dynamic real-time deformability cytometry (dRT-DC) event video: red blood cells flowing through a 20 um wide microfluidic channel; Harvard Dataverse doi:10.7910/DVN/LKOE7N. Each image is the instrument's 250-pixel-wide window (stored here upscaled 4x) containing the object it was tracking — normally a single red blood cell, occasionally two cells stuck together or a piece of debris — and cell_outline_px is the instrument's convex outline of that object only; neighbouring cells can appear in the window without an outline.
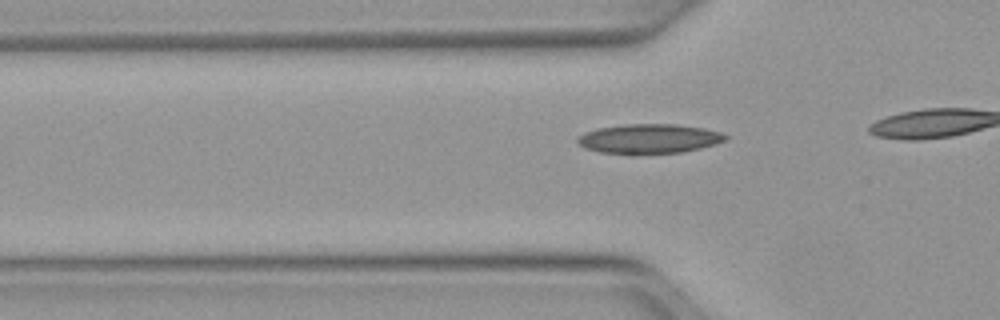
{"species": "Egyptian fruit bat (a non-hibernating species)", "species_latin": "Rousettus aegyptiacus", "temperature_condition": "warm", "stored_images_in_passage": 7, "camera_frame_rate_fps": 3000, "um_per_image_px": 0.085, "animal": {"sex": "female"}, "frame": {"image": 1, "passage_image": 2, "time_ms": 0.333, "image_size_px": [1000, 320], "cell_outline_px": [[728, 136], [724, 140], [716, 144], [684, 152], [632, 156], [600, 152], [584, 148], [576, 140], [576, 136], [584, 132], [596, 128], [624, 124], [676, 124], [704, 128], [724, 132]], "centroid_in_image_um": [55.14, 11.81], "position_along_channel_um": 70.7, "area_um2": 26.3}}